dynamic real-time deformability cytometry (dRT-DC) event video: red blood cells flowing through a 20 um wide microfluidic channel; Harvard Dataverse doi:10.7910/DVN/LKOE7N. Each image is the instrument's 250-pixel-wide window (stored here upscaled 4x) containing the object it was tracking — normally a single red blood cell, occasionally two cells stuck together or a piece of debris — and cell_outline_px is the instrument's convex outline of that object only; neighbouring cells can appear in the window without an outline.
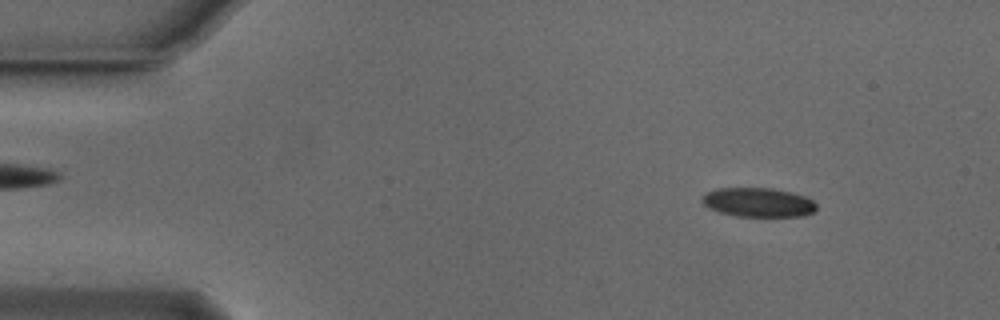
{"species": "Egyptian fruit bat (a non-hibernating species)", "species_latin": "Rousettus aegyptiacus", "temperature_condition": "cold", "stored_images_in_passage": 53, "camera_frame_rate_fps": 3000, "um_per_image_px": 0.085, "animal": {"sex": "male"}, "frame": {"image": 1, "passage_image": 6, "time_ms": 1.667, "image_size_px": [1000, 320], "cell_outline_px": [[816, 208], [812, 212], [804, 216], [736, 216], [720, 212], [708, 208], [700, 200], [700, 196], [704, 192], [716, 188], [772, 188], [792, 192], [804, 196], [812, 200], [816, 204]], "centroid_in_image_um": [64.39, 17.19], "position_along_channel_um": 20.6, "area_um2": 19.59}}
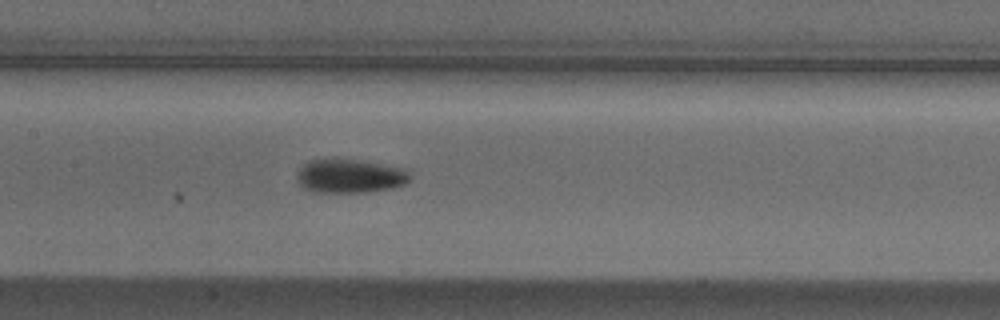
{"frame": {"image": 2, "passage_image": 25, "time_ms": 8.0, "image_size_px": [1000, 320], "cell_outline_px": [[412, 176], [404, 184], [392, 188], [368, 192], [312, 192], [304, 188], [296, 180], [296, 176], [300, 168], [308, 160], [332, 156], [336, 156], [360, 160], [404, 168]], "centroid_in_image_um": [29.69, 14.92], "position_along_channel_um": 177.7, "area_um2": 22.95}}
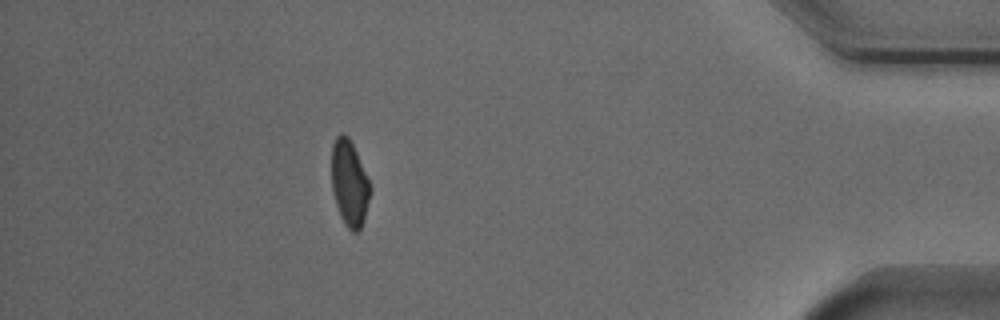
{"frame": {"image": 3, "passage_image": 47, "time_ms": 15.333, "image_size_px": [1000, 320], "cell_outline_px": [[372, 192], [364, 220], [360, 228], [356, 232], [352, 232], [344, 224], [340, 216], [336, 204], [332, 188], [332, 144], [336, 136], [340, 132], [344, 132], [348, 136], [356, 152], [372, 188]], "centroid_in_image_um": [29.71, 15.58], "position_along_channel_um": 405.5, "area_um2": 19.42}, "authors_computed_cell_mechanics": {"area_um2": 20.519, "velocity_mm_per_s": 3.822, "shape_relaxation_time_tau1_ms": 3.0698, "shape_relaxation_time_tau2_ms": 7.9463, "deformation_change_tau1": 0.1159, "deformation_change_tau2": 0.1085}}